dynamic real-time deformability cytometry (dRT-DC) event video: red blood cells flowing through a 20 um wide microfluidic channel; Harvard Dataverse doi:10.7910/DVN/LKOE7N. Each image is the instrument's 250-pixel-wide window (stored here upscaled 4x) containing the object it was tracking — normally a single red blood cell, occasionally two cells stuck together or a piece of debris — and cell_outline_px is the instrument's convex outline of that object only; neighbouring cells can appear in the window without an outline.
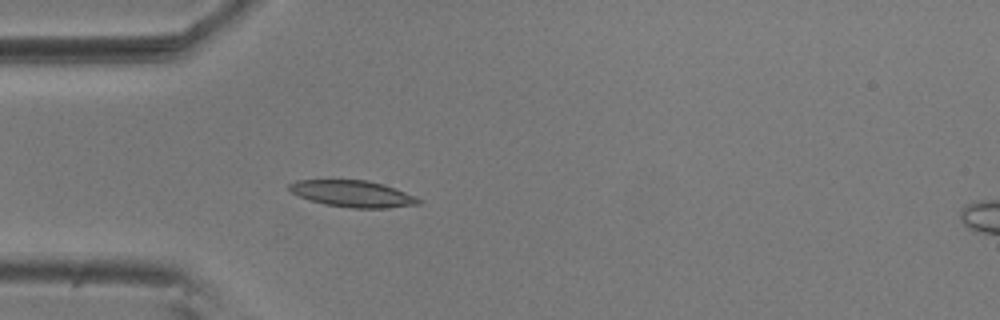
{"species": "common noctule bat (a hibernating species)", "species_latin": "Nyctalus noctula", "temperature_condition": "room temperature", "stored_images_in_passage": 25, "camera_frame_rate_fps": 3000, "um_per_image_px": 0.085, "animal": {"sex": "male", "body_mass_g": 20.5, "forearm_length_mm": 52.5}, "frame": {"image": 1, "passage_image": 1, "time_ms": 0.0, "image_size_px": [1000, 320], "cell_outline_px": [[420, 204], [388, 208], [352, 208], [324, 204], [300, 196], [292, 192], [288, 188], [288, 184], [296, 180], [368, 180], [384, 184], [416, 196], [420, 200]], "centroid_in_image_um": [30.0, 16.46], "position_along_channel_um": 55.0, "area_um2": 19.94}}
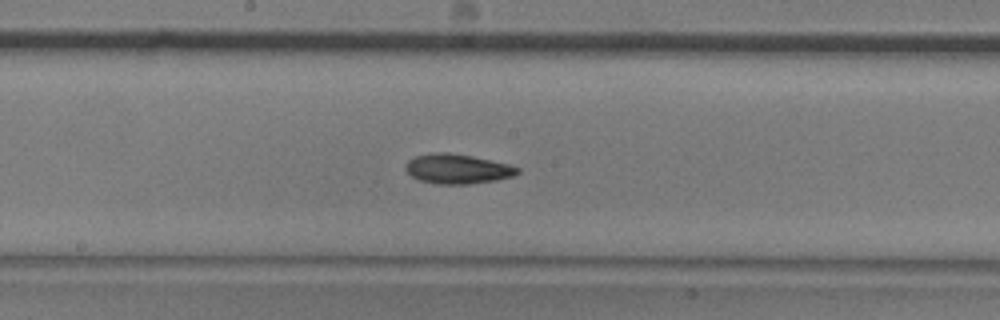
{"frame": {"image": 2, "passage_image": 14, "time_ms": 4.333, "image_size_px": [1000, 320], "cell_outline_px": [[520, 172], [512, 176], [496, 180], [468, 184], [436, 184], [420, 180], [412, 176], [404, 168], [404, 164], [408, 160], [416, 156], [432, 152], [448, 152], [472, 156], [508, 164], [520, 168]], "centroid_in_image_um": [38.86, 14.35], "position_along_channel_um": 209.3, "area_um2": 19.36}}
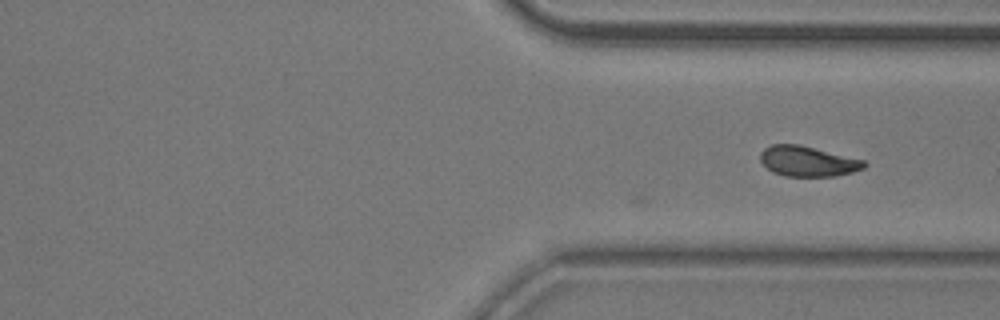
{"frame": {"image": 3, "passage_image": 25, "time_ms": 8.0, "image_size_px": [1000, 320], "cell_outline_px": [[868, 164], [864, 168], [852, 172], [836, 176], [784, 176], [772, 172], [760, 160], [760, 152], [764, 148], [772, 144], [800, 144], [864, 160]], "centroid_in_image_um": [68.66, 13.7], "position_along_channel_um": 342.7, "area_um2": 18.38}}